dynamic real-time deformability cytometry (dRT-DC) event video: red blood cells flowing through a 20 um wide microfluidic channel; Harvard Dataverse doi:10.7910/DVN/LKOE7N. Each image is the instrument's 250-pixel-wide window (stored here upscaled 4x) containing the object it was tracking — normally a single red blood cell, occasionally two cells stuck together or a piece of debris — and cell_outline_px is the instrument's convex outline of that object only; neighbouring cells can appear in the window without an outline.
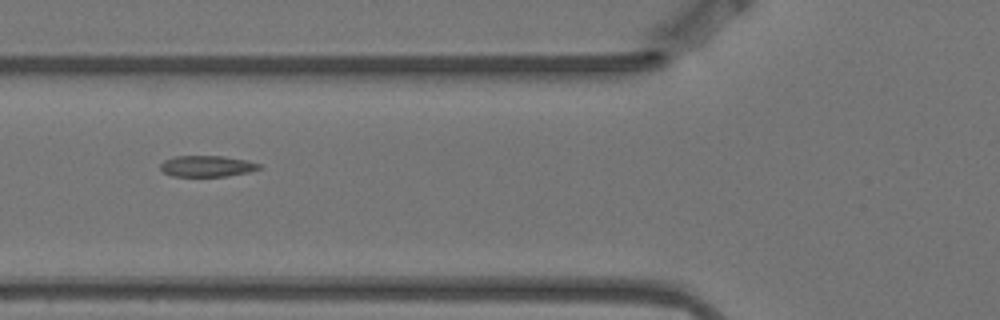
{"species": "Egyptian fruit bat (a non-hibernating species)", "species_latin": "Rousettus aegyptiacus", "temperature_condition": "warm", "stored_images_in_passage": 7, "camera_frame_rate_fps": 3000, "um_per_image_px": 0.085, "animal": {"sex": "female"}, "frame": {"image": 1, "passage_image": 4, "time_ms": 1.0, "image_size_px": [1000, 320], "cell_outline_px": [[264, 168], [248, 172], [224, 176], [172, 176], [164, 172], [160, 168], [160, 164], [164, 160], [176, 156], [224, 156], [248, 160], [260, 164]], "centroid_in_image_um": [17.62, 14.12], "position_along_channel_um": 108.2, "area_um2": 12.2}}
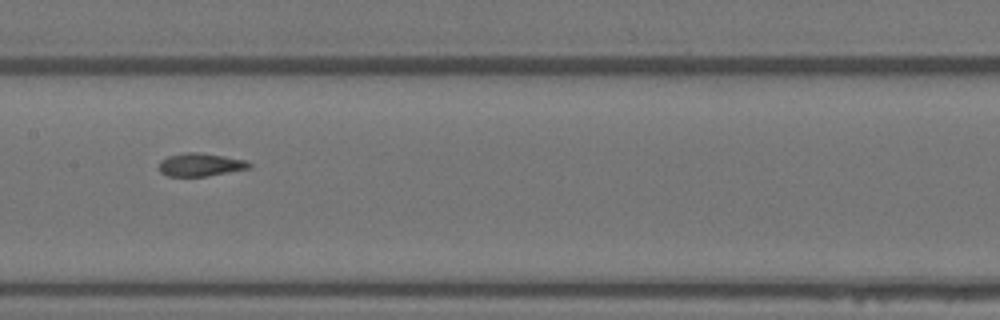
{"frame": {"image": 2, "passage_image": 6, "time_ms": 1.667, "image_size_px": [1000, 320], "cell_outline_px": [[252, 168], [204, 176], [168, 176], [160, 172], [160, 160], [168, 156], [184, 152], [200, 152], [224, 156], [244, 160], [252, 164]], "centroid_in_image_um": [17.04, 13.99], "position_along_channel_um": 190.4, "area_um2": 12.08}}
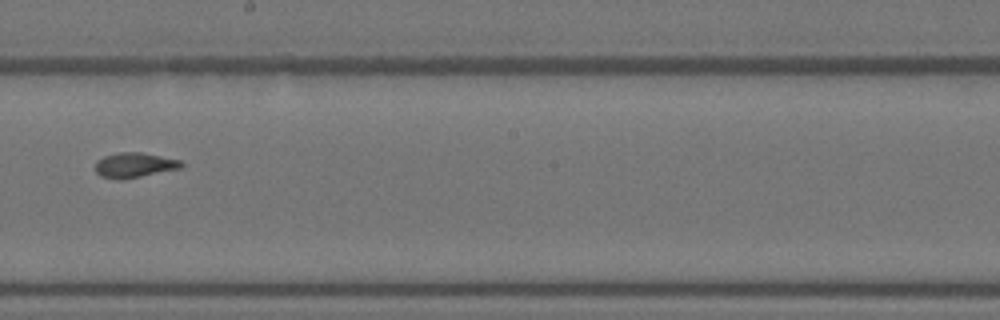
{"frame": {"image": 3, "passage_image": 7, "time_ms": 2.0, "image_size_px": [1000, 320], "cell_outline_px": [[184, 164], [180, 168], [120, 180], [100, 176], [96, 172], [96, 160], [104, 156], [120, 152], [140, 152], [180, 160]], "centroid_in_image_um": [11.39, 14.03], "position_along_channel_um": 236.8, "area_um2": 12.31}}